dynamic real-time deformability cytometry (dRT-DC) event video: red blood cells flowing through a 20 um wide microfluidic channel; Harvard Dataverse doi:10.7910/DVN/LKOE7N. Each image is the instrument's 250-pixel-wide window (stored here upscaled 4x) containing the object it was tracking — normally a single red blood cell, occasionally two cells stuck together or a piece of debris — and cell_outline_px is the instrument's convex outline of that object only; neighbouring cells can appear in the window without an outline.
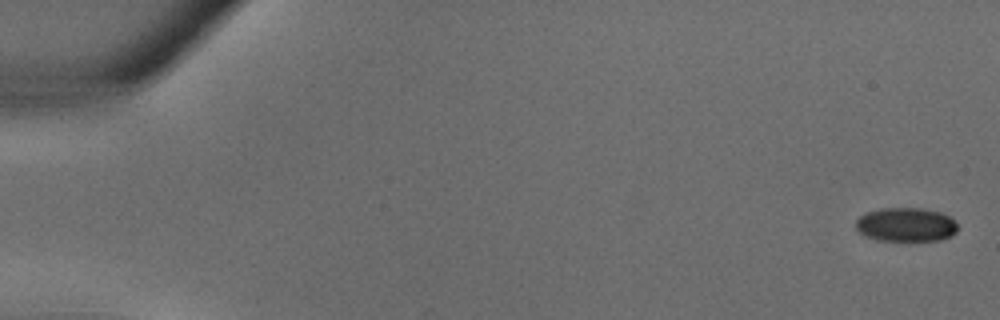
{"species": "common noctule bat (a hibernating species)", "species_latin": "Nyctalus noctula", "temperature_condition": "warm", "stored_images_in_passage": 36, "camera_frame_rate_fps": 3000, "um_per_image_px": 0.085, "animal": {"sex": "male", "body_mass_g": 18.8}, "frame": {"image": 1, "passage_image": 1, "time_ms": 0.0, "image_size_px": [1000, 320], "cell_outline_px": [[960, 228], [952, 236], [940, 240], [908, 244], [876, 240], [864, 236], [856, 228], [856, 220], [860, 216], [868, 212], [880, 208], [924, 208], [940, 212], [948, 216]], "centroid_in_image_um": [77.02, 19.16], "position_along_channel_um": 8.0, "area_um2": 21.1}}
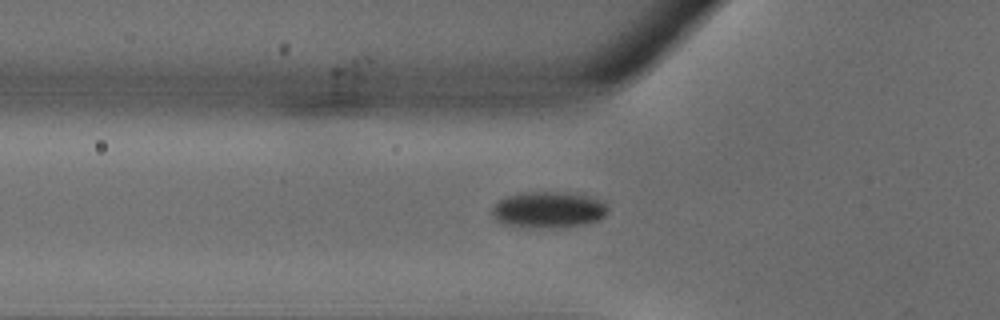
{"frame": {"image": 2, "passage_image": 13, "time_ms": 4.0, "image_size_px": [1000, 320], "cell_outline_px": [[608, 208], [604, 216], [596, 220], [584, 224], [504, 224], [496, 220], [492, 212], [492, 204], [504, 196], [520, 192], [568, 192], [588, 196], [600, 200]], "centroid_in_image_um": [46.57, 17.73], "position_along_channel_um": 79.2, "area_um2": 23.18}}
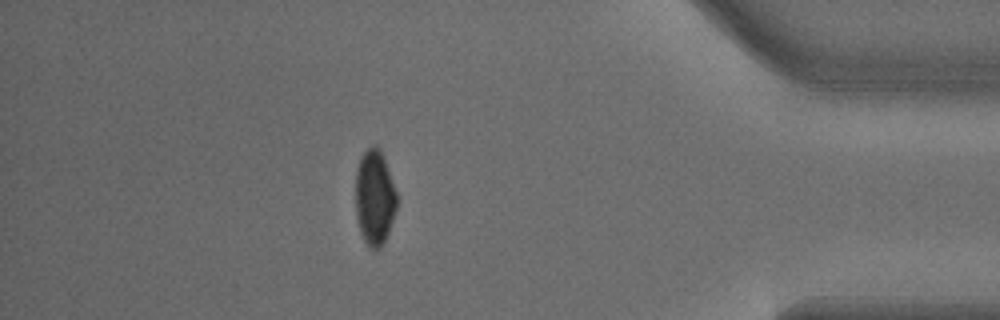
{"frame": {"image": 3, "passage_image": 32, "time_ms": 10.333, "image_size_px": [1000, 320], "cell_outline_px": [[396, 208], [388, 232], [380, 248], [368, 248], [360, 232], [356, 216], [356, 168], [360, 156], [372, 144], [376, 144], [380, 148], [384, 156], [396, 192]], "centroid_in_image_um": [31.82, 16.74], "position_along_channel_um": 403.4, "area_um2": 22.89}}